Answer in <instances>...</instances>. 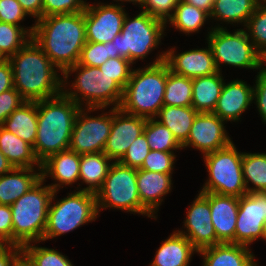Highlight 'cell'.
Segmentation results:
<instances>
[{
	"label": "cell",
	"instance_id": "6da1fadb",
	"mask_svg": "<svg viewBox=\"0 0 266 266\" xmlns=\"http://www.w3.org/2000/svg\"><path fill=\"white\" fill-rule=\"evenodd\" d=\"M35 22L32 39L61 73L79 62L87 42L84 11L45 16Z\"/></svg>",
	"mask_w": 266,
	"mask_h": 266
},
{
	"label": "cell",
	"instance_id": "7a4b0ae2",
	"mask_svg": "<svg viewBox=\"0 0 266 266\" xmlns=\"http://www.w3.org/2000/svg\"><path fill=\"white\" fill-rule=\"evenodd\" d=\"M8 60L14 88L26 101L44 100L62 92L56 66L32 38Z\"/></svg>",
	"mask_w": 266,
	"mask_h": 266
},
{
	"label": "cell",
	"instance_id": "3957f363",
	"mask_svg": "<svg viewBox=\"0 0 266 266\" xmlns=\"http://www.w3.org/2000/svg\"><path fill=\"white\" fill-rule=\"evenodd\" d=\"M80 108L62 92L55 97L38 100L37 136L33 151L40 164L51 155L69 149Z\"/></svg>",
	"mask_w": 266,
	"mask_h": 266
},
{
	"label": "cell",
	"instance_id": "277c9868",
	"mask_svg": "<svg viewBox=\"0 0 266 266\" xmlns=\"http://www.w3.org/2000/svg\"><path fill=\"white\" fill-rule=\"evenodd\" d=\"M165 52L144 69L132 71L123 90L120 109L131 115L146 119H156L164 106V93L168 75V66L164 62Z\"/></svg>",
	"mask_w": 266,
	"mask_h": 266
},
{
	"label": "cell",
	"instance_id": "5b68a950",
	"mask_svg": "<svg viewBox=\"0 0 266 266\" xmlns=\"http://www.w3.org/2000/svg\"><path fill=\"white\" fill-rule=\"evenodd\" d=\"M41 178L12 205V245L23 247L43 241L49 204L54 190Z\"/></svg>",
	"mask_w": 266,
	"mask_h": 266
},
{
	"label": "cell",
	"instance_id": "8992f818",
	"mask_svg": "<svg viewBox=\"0 0 266 266\" xmlns=\"http://www.w3.org/2000/svg\"><path fill=\"white\" fill-rule=\"evenodd\" d=\"M75 71L79 74H77L78 77H76L74 83L72 82L71 85L75 89L73 90L74 92L64 91L65 89L63 87H65V83L67 84L68 74H71V72L74 73ZM62 74V93L80 107H82L81 102L84 99L83 102L86 101L87 111L103 109L110 106V104H114V108L120 107L123 98V89L111 77L100 71L99 67L83 66L77 63L66 68ZM78 92L82 97L78 95Z\"/></svg>",
	"mask_w": 266,
	"mask_h": 266
},
{
	"label": "cell",
	"instance_id": "52a82bcc",
	"mask_svg": "<svg viewBox=\"0 0 266 266\" xmlns=\"http://www.w3.org/2000/svg\"><path fill=\"white\" fill-rule=\"evenodd\" d=\"M57 191L53 192L47 216L43 241L72 231L84 223L95 221L97 211L96 194L75 191L52 205Z\"/></svg>",
	"mask_w": 266,
	"mask_h": 266
},
{
	"label": "cell",
	"instance_id": "ba28073f",
	"mask_svg": "<svg viewBox=\"0 0 266 266\" xmlns=\"http://www.w3.org/2000/svg\"><path fill=\"white\" fill-rule=\"evenodd\" d=\"M137 169L111 163L102 188L96 193L97 211L99 208H116L128 212L140 213L156 218L142 203L137 188Z\"/></svg>",
	"mask_w": 266,
	"mask_h": 266
},
{
	"label": "cell",
	"instance_id": "9c48e42d",
	"mask_svg": "<svg viewBox=\"0 0 266 266\" xmlns=\"http://www.w3.org/2000/svg\"><path fill=\"white\" fill-rule=\"evenodd\" d=\"M126 13L122 31L113 39L114 54L128 59L143 60L161 42L166 24L142 11L130 19Z\"/></svg>",
	"mask_w": 266,
	"mask_h": 266
},
{
	"label": "cell",
	"instance_id": "30bf717a",
	"mask_svg": "<svg viewBox=\"0 0 266 266\" xmlns=\"http://www.w3.org/2000/svg\"><path fill=\"white\" fill-rule=\"evenodd\" d=\"M243 152L231 142L228 146L204 155L209 180L200 192H210L240 198L247 194L242 169Z\"/></svg>",
	"mask_w": 266,
	"mask_h": 266
},
{
	"label": "cell",
	"instance_id": "8fae6325",
	"mask_svg": "<svg viewBox=\"0 0 266 266\" xmlns=\"http://www.w3.org/2000/svg\"><path fill=\"white\" fill-rule=\"evenodd\" d=\"M207 40L219 72L221 63L248 69H260L264 64L263 56L250 42L246 30L237 29L230 33L226 27L218 26L208 32Z\"/></svg>",
	"mask_w": 266,
	"mask_h": 266
},
{
	"label": "cell",
	"instance_id": "7c38bea8",
	"mask_svg": "<svg viewBox=\"0 0 266 266\" xmlns=\"http://www.w3.org/2000/svg\"><path fill=\"white\" fill-rule=\"evenodd\" d=\"M81 107L75 119L71 133L69 149L82 155L103 152L112 126V109L110 114L103 113L97 117L87 116Z\"/></svg>",
	"mask_w": 266,
	"mask_h": 266
},
{
	"label": "cell",
	"instance_id": "4fadbf2b",
	"mask_svg": "<svg viewBox=\"0 0 266 266\" xmlns=\"http://www.w3.org/2000/svg\"><path fill=\"white\" fill-rule=\"evenodd\" d=\"M266 192H251L239 198L234 243L247 246L264 236Z\"/></svg>",
	"mask_w": 266,
	"mask_h": 266
},
{
	"label": "cell",
	"instance_id": "5bb4252c",
	"mask_svg": "<svg viewBox=\"0 0 266 266\" xmlns=\"http://www.w3.org/2000/svg\"><path fill=\"white\" fill-rule=\"evenodd\" d=\"M119 4L90 5L84 10L86 39L88 42H112L122 31L125 9Z\"/></svg>",
	"mask_w": 266,
	"mask_h": 266
},
{
	"label": "cell",
	"instance_id": "9a60e30c",
	"mask_svg": "<svg viewBox=\"0 0 266 266\" xmlns=\"http://www.w3.org/2000/svg\"><path fill=\"white\" fill-rule=\"evenodd\" d=\"M190 206L184 220V226L188 233L180 230L177 232L188 238L198 251L220 244L211 222L209 192H200Z\"/></svg>",
	"mask_w": 266,
	"mask_h": 266
},
{
	"label": "cell",
	"instance_id": "2e32d148",
	"mask_svg": "<svg viewBox=\"0 0 266 266\" xmlns=\"http://www.w3.org/2000/svg\"><path fill=\"white\" fill-rule=\"evenodd\" d=\"M213 112L198 113L182 148L192 146L204 155L228 146L232 141L224 129V123Z\"/></svg>",
	"mask_w": 266,
	"mask_h": 266
},
{
	"label": "cell",
	"instance_id": "e0dca14e",
	"mask_svg": "<svg viewBox=\"0 0 266 266\" xmlns=\"http://www.w3.org/2000/svg\"><path fill=\"white\" fill-rule=\"evenodd\" d=\"M112 126L103 153L118 162L143 131L147 119L112 107Z\"/></svg>",
	"mask_w": 266,
	"mask_h": 266
},
{
	"label": "cell",
	"instance_id": "ac0fdd59",
	"mask_svg": "<svg viewBox=\"0 0 266 266\" xmlns=\"http://www.w3.org/2000/svg\"><path fill=\"white\" fill-rule=\"evenodd\" d=\"M174 52L172 48L166 51L164 62L177 75L193 79L219 72L209 44L206 49H194L177 55Z\"/></svg>",
	"mask_w": 266,
	"mask_h": 266
},
{
	"label": "cell",
	"instance_id": "d6986e66",
	"mask_svg": "<svg viewBox=\"0 0 266 266\" xmlns=\"http://www.w3.org/2000/svg\"><path fill=\"white\" fill-rule=\"evenodd\" d=\"M211 222L220 243H234L239 198L209 192Z\"/></svg>",
	"mask_w": 266,
	"mask_h": 266
},
{
	"label": "cell",
	"instance_id": "ffe728a7",
	"mask_svg": "<svg viewBox=\"0 0 266 266\" xmlns=\"http://www.w3.org/2000/svg\"><path fill=\"white\" fill-rule=\"evenodd\" d=\"M253 101V88L245 82L233 80L222 87L213 111L223 121H238L240 115Z\"/></svg>",
	"mask_w": 266,
	"mask_h": 266
},
{
	"label": "cell",
	"instance_id": "44dd1931",
	"mask_svg": "<svg viewBox=\"0 0 266 266\" xmlns=\"http://www.w3.org/2000/svg\"><path fill=\"white\" fill-rule=\"evenodd\" d=\"M80 154L71 149L60 151L51 155L41 163V178L45 181L50 175L59 182L49 185L54 191H58L61 185H70L79 180Z\"/></svg>",
	"mask_w": 266,
	"mask_h": 266
},
{
	"label": "cell",
	"instance_id": "7402d4cb",
	"mask_svg": "<svg viewBox=\"0 0 266 266\" xmlns=\"http://www.w3.org/2000/svg\"><path fill=\"white\" fill-rule=\"evenodd\" d=\"M171 174L137 169V188L141 203L155 214L163 201L161 198L171 190Z\"/></svg>",
	"mask_w": 266,
	"mask_h": 266
},
{
	"label": "cell",
	"instance_id": "603a6c76",
	"mask_svg": "<svg viewBox=\"0 0 266 266\" xmlns=\"http://www.w3.org/2000/svg\"><path fill=\"white\" fill-rule=\"evenodd\" d=\"M203 255V266H258L247 246L220 243L198 251Z\"/></svg>",
	"mask_w": 266,
	"mask_h": 266
},
{
	"label": "cell",
	"instance_id": "cb8c5ba5",
	"mask_svg": "<svg viewBox=\"0 0 266 266\" xmlns=\"http://www.w3.org/2000/svg\"><path fill=\"white\" fill-rule=\"evenodd\" d=\"M194 252L198 250L190 240L175 231L161 244L150 266H188Z\"/></svg>",
	"mask_w": 266,
	"mask_h": 266
},
{
	"label": "cell",
	"instance_id": "d4e9b609",
	"mask_svg": "<svg viewBox=\"0 0 266 266\" xmlns=\"http://www.w3.org/2000/svg\"><path fill=\"white\" fill-rule=\"evenodd\" d=\"M37 121L38 101H26L8 116L2 127L34 147Z\"/></svg>",
	"mask_w": 266,
	"mask_h": 266
},
{
	"label": "cell",
	"instance_id": "484cf974",
	"mask_svg": "<svg viewBox=\"0 0 266 266\" xmlns=\"http://www.w3.org/2000/svg\"><path fill=\"white\" fill-rule=\"evenodd\" d=\"M40 179L41 172H34V168H14L0 176V204L12 205Z\"/></svg>",
	"mask_w": 266,
	"mask_h": 266
},
{
	"label": "cell",
	"instance_id": "4316f807",
	"mask_svg": "<svg viewBox=\"0 0 266 266\" xmlns=\"http://www.w3.org/2000/svg\"><path fill=\"white\" fill-rule=\"evenodd\" d=\"M221 72L192 79V107L198 113L213 112L224 85Z\"/></svg>",
	"mask_w": 266,
	"mask_h": 266
},
{
	"label": "cell",
	"instance_id": "83f0119b",
	"mask_svg": "<svg viewBox=\"0 0 266 266\" xmlns=\"http://www.w3.org/2000/svg\"><path fill=\"white\" fill-rule=\"evenodd\" d=\"M0 150L14 168H34V165H37L41 171V164L35 157L33 147L2 126H0Z\"/></svg>",
	"mask_w": 266,
	"mask_h": 266
},
{
	"label": "cell",
	"instance_id": "f1b7e54d",
	"mask_svg": "<svg viewBox=\"0 0 266 266\" xmlns=\"http://www.w3.org/2000/svg\"><path fill=\"white\" fill-rule=\"evenodd\" d=\"M111 159L103 152L80 155L79 179L88 187L80 189L96 194L103 186L108 174Z\"/></svg>",
	"mask_w": 266,
	"mask_h": 266
},
{
	"label": "cell",
	"instance_id": "f546056e",
	"mask_svg": "<svg viewBox=\"0 0 266 266\" xmlns=\"http://www.w3.org/2000/svg\"><path fill=\"white\" fill-rule=\"evenodd\" d=\"M197 114L198 112L192 106H163L157 114V118H160L157 121L166 126L182 145L189 136Z\"/></svg>",
	"mask_w": 266,
	"mask_h": 266
},
{
	"label": "cell",
	"instance_id": "4dcf8cb0",
	"mask_svg": "<svg viewBox=\"0 0 266 266\" xmlns=\"http://www.w3.org/2000/svg\"><path fill=\"white\" fill-rule=\"evenodd\" d=\"M261 0H214L210 18L246 25Z\"/></svg>",
	"mask_w": 266,
	"mask_h": 266
},
{
	"label": "cell",
	"instance_id": "1f68e13d",
	"mask_svg": "<svg viewBox=\"0 0 266 266\" xmlns=\"http://www.w3.org/2000/svg\"><path fill=\"white\" fill-rule=\"evenodd\" d=\"M242 169L248 193L266 192V153H243ZM249 182L253 188L248 186Z\"/></svg>",
	"mask_w": 266,
	"mask_h": 266
},
{
	"label": "cell",
	"instance_id": "d6a6232c",
	"mask_svg": "<svg viewBox=\"0 0 266 266\" xmlns=\"http://www.w3.org/2000/svg\"><path fill=\"white\" fill-rule=\"evenodd\" d=\"M210 15L185 1L179 0L172 17L167 20L183 33L199 31Z\"/></svg>",
	"mask_w": 266,
	"mask_h": 266
},
{
	"label": "cell",
	"instance_id": "836d02e7",
	"mask_svg": "<svg viewBox=\"0 0 266 266\" xmlns=\"http://www.w3.org/2000/svg\"><path fill=\"white\" fill-rule=\"evenodd\" d=\"M164 106H192V79L177 75L168 68Z\"/></svg>",
	"mask_w": 266,
	"mask_h": 266
},
{
	"label": "cell",
	"instance_id": "e575fe53",
	"mask_svg": "<svg viewBox=\"0 0 266 266\" xmlns=\"http://www.w3.org/2000/svg\"><path fill=\"white\" fill-rule=\"evenodd\" d=\"M143 133L150 150L172 152L175 149H182V145L173 136V133L155 118L147 119Z\"/></svg>",
	"mask_w": 266,
	"mask_h": 266
},
{
	"label": "cell",
	"instance_id": "d590c367",
	"mask_svg": "<svg viewBox=\"0 0 266 266\" xmlns=\"http://www.w3.org/2000/svg\"><path fill=\"white\" fill-rule=\"evenodd\" d=\"M33 31L34 25L26 30L19 25L0 22V50L7 58L11 57L32 38Z\"/></svg>",
	"mask_w": 266,
	"mask_h": 266
},
{
	"label": "cell",
	"instance_id": "8d00e7d4",
	"mask_svg": "<svg viewBox=\"0 0 266 266\" xmlns=\"http://www.w3.org/2000/svg\"><path fill=\"white\" fill-rule=\"evenodd\" d=\"M266 0H261L255 12L246 23L248 37L254 48L264 57L266 55Z\"/></svg>",
	"mask_w": 266,
	"mask_h": 266
},
{
	"label": "cell",
	"instance_id": "74e56055",
	"mask_svg": "<svg viewBox=\"0 0 266 266\" xmlns=\"http://www.w3.org/2000/svg\"><path fill=\"white\" fill-rule=\"evenodd\" d=\"M22 253L34 266H73V264L55 249L33 246L30 243L22 247Z\"/></svg>",
	"mask_w": 266,
	"mask_h": 266
},
{
	"label": "cell",
	"instance_id": "f35d334b",
	"mask_svg": "<svg viewBox=\"0 0 266 266\" xmlns=\"http://www.w3.org/2000/svg\"><path fill=\"white\" fill-rule=\"evenodd\" d=\"M121 57L119 54H114L112 42L95 43L86 42L82 48L78 64L89 67H99L104 64L109 58Z\"/></svg>",
	"mask_w": 266,
	"mask_h": 266
},
{
	"label": "cell",
	"instance_id": "ab89813d",
	"mask_svg": "<svg viewBox=\"0 0 266 266\" xmlns=\"http://www.w3.org/2000/svg\"><path fill=\"white\" fill-rule=\"evenodd\" d=\"M131 64L128 59L123 57L109 58L104 64L99 66V69L111 77L124 90L133 71L130 67Z\"/></svg>",
	"mask_w": 266,
	"mask_h": 266
},
{
	"label": "cell",
	"instance_id": "60d3db41",
	"mask_svg": "<svg viewBox=\"0 0 266 266\" xmlns=\"http://www.w3.org/2000/svg\"><path fill=\"white\" fill-rule=\"evenodd\" d=\"M150 151L149 144L146 141V136L142 133L129 146L124 156L118 161L122 165L140 168Z\"/></svg>",
	"mask_w": 266,
	"mask_h": 266
},
{
	"label": "cell",
	"instance_id": "b9f144b4",
	"mask_svg": "<svg viewBox=\"0 0 266 266\" xmlns=\"http://www.w3.org/2000/svg\"><path fill=\"white\" fill-rule=\"evenodd\" d=\"M175 157L174 152L150 150L139 169L172 174L174 160H176Z\"/></svg>",
	"mask_w": 266,
	"mask_h": 266
},
{
	"label": "cell",
	"instance_id": "7bdbcfd3",
	"mask_svg": "<svg viewBox=\"0 0 266 266\" xmlns=\"http://www.w3.org/2000/svg\"><path fill=\"white\" fill-rule=\"evenodd\" d=\"M87 6L83 0H43V17L82 12Z\"/></svg>",
	"mask_w": 266,
	"mask_h": 266
},
{
	"label": "cell",
	"instance_id": "ee69618b",
	"mask_svg": "<svg viewBox=\"0 0 266 266\" xmlns=\"http://www.w3.org/2000/svg\"><path fill=\"white\" fill-rule=\"evenodd\" d=\"M178 1L179 0H145L141 8H144L142 10L145 13H148L166 24L167 19L169 20L172 17Z\"/></svg>",
	"mask_w": 266,
	"mask_h": 266
},
{
	"label": "cell",
	"instance_id": "f6af8a7d",
	"mask_svg": "<svg viewBox=\"0 0 266 266\" xmlns=\"http://www.w3.org/2000/svg\"><path fill=\"white\" fill-rule=\"evenodd\" d=\"M24 102H26V100L15 88L0 93V126H2L8 116Z\"/></svg>",
	"mask_w": 266,
	"mask_h": 266
},
{
	"label": "cell",
	"instance_id": "bcb514c9",
	"mask_svg": "<svg viewBox=\"0 0 266 266\" xmlns=\"http://www.w3.org/2000/svg\"><path fill=\"white\" fill-rule=\"evenodd\" d=\"M27 16L17 0H0V22L18 25Z\"/></svg>",
	"mask_w": 266,
	"mask_h": 266
},
{
	"label": "cell",
	"instance_id": "7dc6e473",
	"mask_svg": "<svg viewBox=\"0 0 266 266\" xmlns=\"http://www.w3.org/2000/svg\"><path fill=\"white\" fill-rule=\"evenodd\" d=\"M256 79V85L253 87V100H256L260 116L266 123V70L264 66L258 72Z\"/></svg>",
	"mask_w": 266,
	"mask_h": 266
},
{
	"label": "cell",
	"instance_id": "c3c4849f",
	"mask_svg": "<svg viewBox=\"0 0 266 266\" xmlns=\"http://www.w3.org/2000/svg\"><path fill=\"white\" fill-rule=\"evenodd\" d=\"M12 211L10 205L0 204V241L12 245Z\"/></svg>",
	"mask_w": 266,
	"mask_h": 266
},
{
	"label": "cell",
	"instance_id": "681fc988",
	"mask_svg": "<svg viewBox=\"0 0 266 266\" xmlns=\"http://www.w3.org/2000/svg\"><path fill=\"white\" fill-rule=\"evenodd\" d=\"M22 253V247L4 245L0 248V266H14L16 259Z\"/></svg>",
	"mask_w": 266,
	"mask_h": 266
},
{
	"label": "cell",
	"instance_id": "f907efd6",
	"mask_svg": "<svg viewBox=\"0 0 266 266\" xmlns=\"http://www.w3.org/2000/svg\"><path fill=\"white\" fill-rule=\"evenodd\" d=\"M14 88L12 67L9 60L0 64V93Z\"/></svg>",
	"mask_w": 266,
	"mask_h": 266
},
{
	"label": "cell",
	"instance_id": "816d5d0a",
	"mask_svg": "<svg viewBox=\"0 0 266 266\" xmlns=\"http://www.w3.org/2000/svg\"><path fill=\"white\" fill-rule=\"evenodd\" d=\"M27 15L37 18L43 17V0H17Z\"/></svg>",
	"mask_w": 266,
	"mask_h": 266
},
{
	"label": "cell",
	"instance_id": "f5cc1de1",
	"mask_svg": "<svg viewBox=\"0 0 266 266\" xmlns=\"http://www.w3.org/2000/svg\"><path fill=\"white\" fill-rule=\"evenodd\" d=\"M182 1H185L188 4H191L201 10H204L209 15L213 10L214 0H182Z\"/></svg>",
	"mask_w": 266,
	"mask_h": 266
},
{
	"label": "cell",
	"instance_id": "db71d44e",
	"mask_svg": "<svg viewBox=\"0 0 266 266\" xmlns=\"http://www.w3.org/2000/svg\"><path fill=\"white\" fill-rule=\"evenodd\" d=\"M14 167L8 161V159L3 155L2 151L0 150V176L10 173Z\"/></svg>",
	"mask_w": 266,
	"mask_h": 266
},
{
	"label": "cell",
	"instance_id": "11a10c76",
	"mask_svg": "<svg viewBox=\"0 0 266 266\" xmlns=\"http://www.w3.org/2000/svg\"><path fill=\"white\" fill-rule=\"evenodd\" d=\"M14 266H34V265L23 253H21L19 257L16 259Z\"/></svg>",
	"mask_w": 266,
	"mask_h": 266
},
{
	"label": "cell",
	"instance_id": "9f6ffc18",
	"mask_svg": "<svg viewBox=\"0 0 266 266\" xmlns=\"http://www.w3.org/2000/svg\"><path fill=\"white\" fill-rule=\"evenodd\" d=\"M117 1H122V2H124V1L129 2L130 1V2H133V4L135 3V5H136V3H139L141 6L145 2V0H116V2Z\"/></svg>",
	"mask_w": 266,
	"mask_h": 266
},
{
	"label": "cell",
	"instance_id": "6f0895ef",
	"mask_svg": "<svg viewBox=\"0 0 266 266\" xmlns=\"http://www.w3.org/2000/svg\"><path fill=\"white\" fill-rule=\"evenodd\" d=\"M6 60H8V58L0 50V64L3 63Z\"/></svg>",
	"mask_w": 266,
	"mask_h": 266
},
{
	"label": "cell",
	"instance_id": "680465c9",
	"mask_svg": "<svg viewBox=\"0 0 266 266\" xmlns=\"http://www.w3.org/2000/svg\"><path fill=\"white\" fill-rule=\"evenodd\" d=\"M263 239L266 240V224H265V229H264V236Z\"/></svg>",
	"mask_w": 266,
	"mask_h": 266
},
{
	"label": "cell",
	"instance_id": "91938a15",
	"mask_svg": "<svg viewBox=\"0 0 266 266\" xmlns=\"http://www.w3.org/2000/svg\"><path fill=\"white\" fill-rule=\"evenodd\" d=\"M266 63V55L263 57V63ZM266 70V68H264Z\"/></svg>",
	"mask_w": 266,
	"mask_h": 266
},
{
	"label": "cell",
	"instance_id": "94428289",
	"mask_svg": "<svg viewBox=\"0 0 266 266\" xmlns=\"http://www.w3.org/2000/svg\"><path fill=\"white\" fill-rule=\"evenodd\" d=\"M2 246H4V244L0 241V248H1Z\"/></svg>",
	"mask_w": 266,
	"mask_h": 266
}]
</instances>
